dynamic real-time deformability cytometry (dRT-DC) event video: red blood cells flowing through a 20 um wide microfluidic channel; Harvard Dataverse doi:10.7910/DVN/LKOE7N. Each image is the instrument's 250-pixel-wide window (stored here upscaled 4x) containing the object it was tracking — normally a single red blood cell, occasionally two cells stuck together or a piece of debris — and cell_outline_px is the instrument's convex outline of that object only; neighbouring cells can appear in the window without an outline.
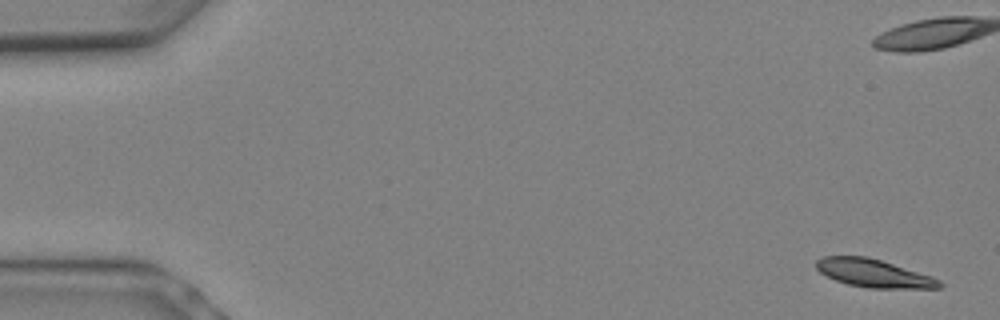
{"species": "Egyptian fruit bat (a non-hibernating species)", "species_latin": "Rousettus aegyptiacus", "temperature_condition": "warm", "stored_images_in_passage": 9, "camera_frame_rate_fps": 3000, "um_per_image_px": 0.085, "animal": {"sex": "female"}, "frame": {"image": 1, "passage_image": 1, "time_ms": 0.0, "image_size_px": [1000, 320], "cell_outline_px": [[944, 284], [940, 288], [868, 288], [848, 284], [836, 280], [820, 272], [816, 268], [816, 260], [824, 256], [868, 256], [932, 276], [940, 280]], "centroid_in_image_um": [74.28, 23.22], "position_along_channel_um": 10.7, "area_um2": 20.06}}
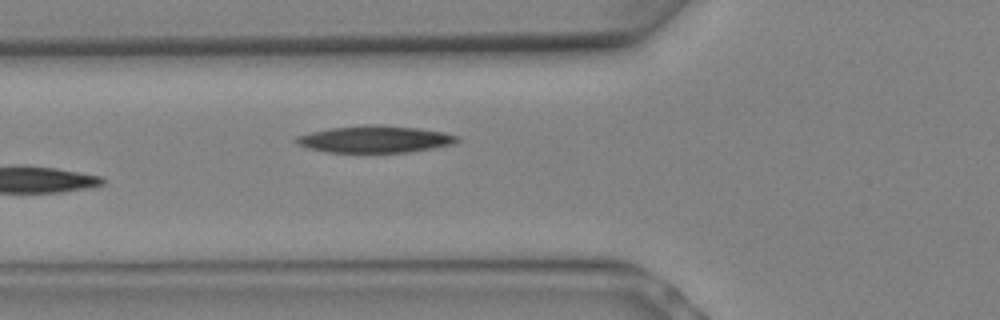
{"frame": {"image": 2, "passage_image": 9, "time_ms": 2.667, "image_size_px": [1000, 320], "cell_outline_px": [[460, 140], [452, 144], [412, 152], [324, 152], [308, 148], [296, 144], [296, 136], [312, 132], [332, 128], [368, 124], [376, 124], [416, 128], [444, 132], [460, 136]], "centroid_in_image_um": [31.89, 11.83], "position_along_channel_um": 93.9, "area_um2": 25.2}}